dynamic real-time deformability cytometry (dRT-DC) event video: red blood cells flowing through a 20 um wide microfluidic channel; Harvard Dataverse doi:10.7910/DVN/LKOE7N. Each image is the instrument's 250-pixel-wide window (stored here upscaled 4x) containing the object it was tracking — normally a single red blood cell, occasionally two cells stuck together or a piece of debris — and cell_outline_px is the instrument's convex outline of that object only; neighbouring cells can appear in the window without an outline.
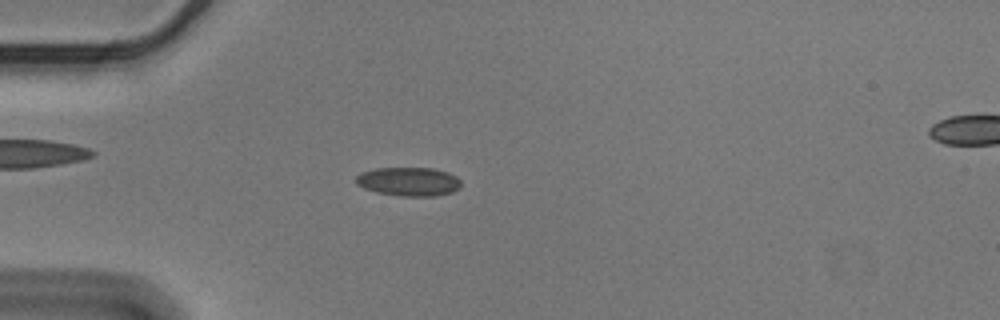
{"species": "Egyptian fruit bat (a non-hibernating species)", "species_latin": "Rousettus aegyptiacus", "temperature_condition": "cold", "stored_images_in_passage": 44, "camera_frame_rate_fps": 3000, "um_per_image_px": 0.085, "animal": {"sex": "male"}, "frame": {"image": 1, "passage_image": 4, "time_ms": 1.0, "image_size_px": [1000, 320], "cell_outline_px": [[460, 188], [452, 192], [436, 196], [400, 196], [376, 192], [364, 188], [356, 184], [356, 176], [360, 172], [376, 168], [432, 168], [448, 172], [456, 176], [460, 180]], "centroid_in_image_um": [34.73, 15.43], "position_along_channel_um": 50.3, "area_um2": 17.74}}
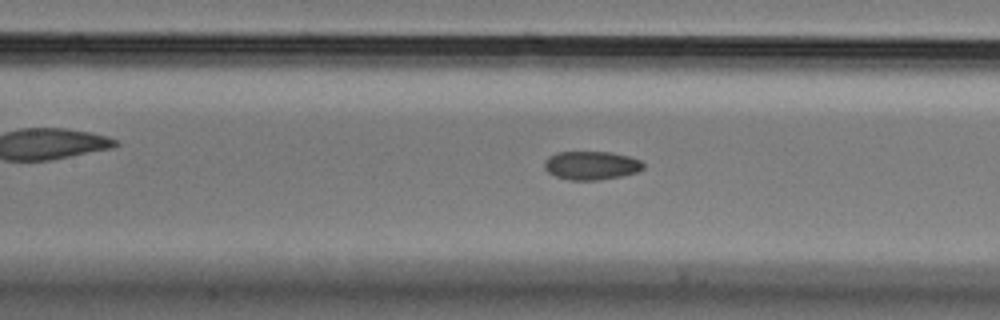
{"frame": {"image": 2, "passage_image": 14, "time_ms": 4.333, "image_size_px": [1000, 320], "cell_outline_px": [[644, 168], [636, 172], [620, 176], [596, 180], [568, 180], [556, 176], [548, 172], [544, 168], [544, 160], [548, 156], [556, 152], [612, 152], [628, 156], [640, 160], [644, 164]], "centroid_in_image_um": [50.23, 14.05], "position_along_channel_um": 157.2, "area_um2": 16.47}}
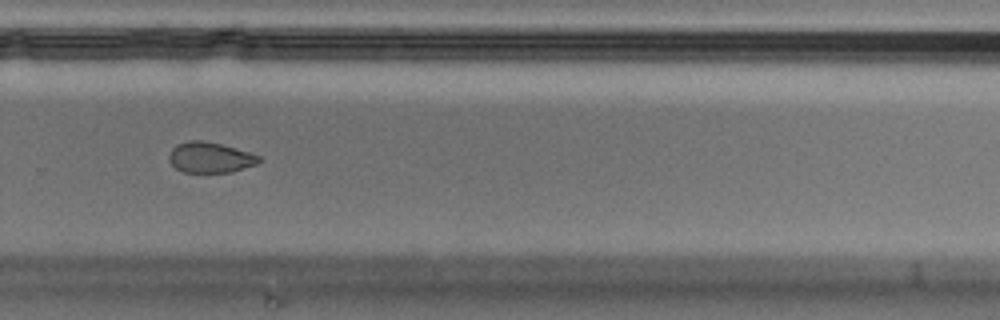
{"frame": {"image": 3, "passage_image": 27, "time_ms": 8.667, "image_size_px": [1000, 320], "cell_outline_px": [[264, 160], [256, 164], [232, 172], [184, 172], [176, 168], [168, 160], [168, 156], [172, 148], [176, 144], [188, 140], [204, 140], [220, 144], [248, 152], [260, 156]], "centroid_in_image_um": [17.85, 13.38], "position_along_channel_um": 311.9, "area_um2": 16.07}, "authors_computed_cell_mechanics": {"area_um2": 17.2244, "velocity_mm_per_s": 3.5874, "shape_relaxation_time_tau1_ms": 10.3191, "shape_relaxation_time_tau2_ms": 3.5379, "deformation_change_tau1": 0.1459, "deformation_change_tau2": 0.0691}}